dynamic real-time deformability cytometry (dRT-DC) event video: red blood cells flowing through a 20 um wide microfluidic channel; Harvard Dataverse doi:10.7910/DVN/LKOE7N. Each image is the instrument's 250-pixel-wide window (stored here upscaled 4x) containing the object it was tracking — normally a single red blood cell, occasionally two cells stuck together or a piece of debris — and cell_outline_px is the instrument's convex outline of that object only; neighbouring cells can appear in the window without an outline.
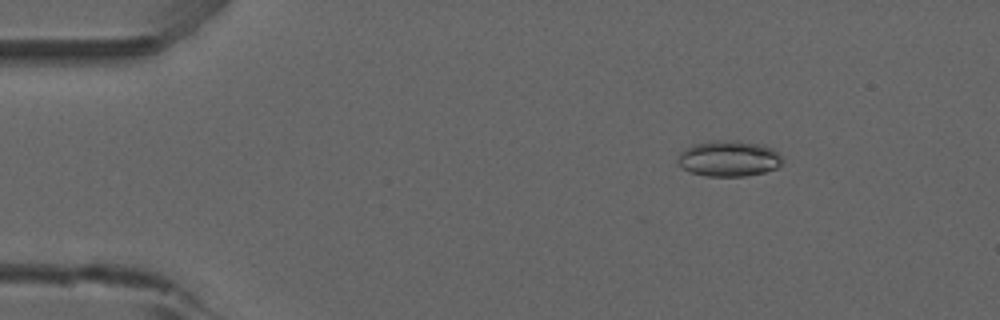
{"species": "common noctule bat (a hibernating species)", "species_latin": "Nyctalus noctula", "temperature_condition": "room temperature", "stored_images_in_passage": 53, "camera_frame_rate_fps": 3000, "um_per_image_px": 0.085, "animal": {"sex": "male", "forearm_length_mm": 52.5}, "frame": {"image": 1, "passage_image": 8, "time_ms": 2.333, "image_size_px": [1000, 320], "cell_outline_px": [[784, 160], [776, 168], [764, 172], [744, 176], [704, 176], [688, 172], [676, 160], [680, 152], [692, 144], [712, 140], [740, 140], [764, 144], [780, 152]], "centroid_in_image_um": [61.97, 13.45], "position_along_channel_um": 23.0, "area_um2": 22.31}}
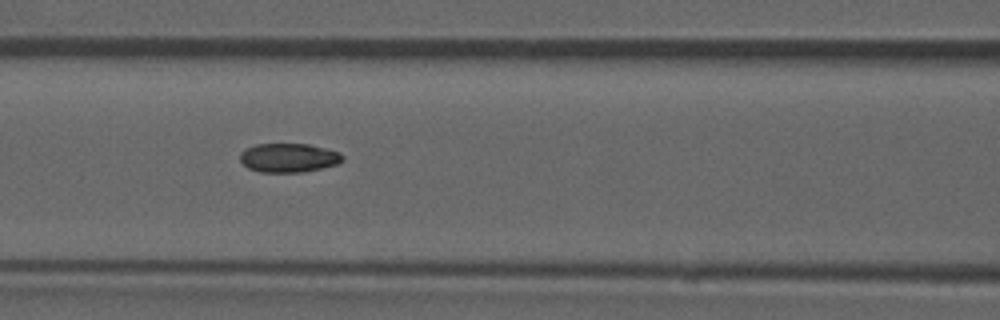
{"frame": {"image": 2, "passage_image": 23, "time_ms": 7.333, "image_size_px": [1000, 320], "cell_outline_px": [[344, 160], [336, 164], [304, 172], [260, 172], [248, 168], [240, 160], [240, 152], [244, 148], [256, 144], [308, 144], [340, 152], [344, 156]], "centroid_in_image_um": [24.52, 13.4], "position_along_channel_um": 142.1, "area_um2": 17.34}, "authors_computed_cell_mechanics": {"area_um2": 17.5134, "velocity_mm_per_s": 3.9134, "shape_relaxation_time_tau1_ms": null, "shape_relaxation_time_tau2_ms": 1.9697, "deformation_change_tau1": null, "deformation_change_tau2": 0.0608}}